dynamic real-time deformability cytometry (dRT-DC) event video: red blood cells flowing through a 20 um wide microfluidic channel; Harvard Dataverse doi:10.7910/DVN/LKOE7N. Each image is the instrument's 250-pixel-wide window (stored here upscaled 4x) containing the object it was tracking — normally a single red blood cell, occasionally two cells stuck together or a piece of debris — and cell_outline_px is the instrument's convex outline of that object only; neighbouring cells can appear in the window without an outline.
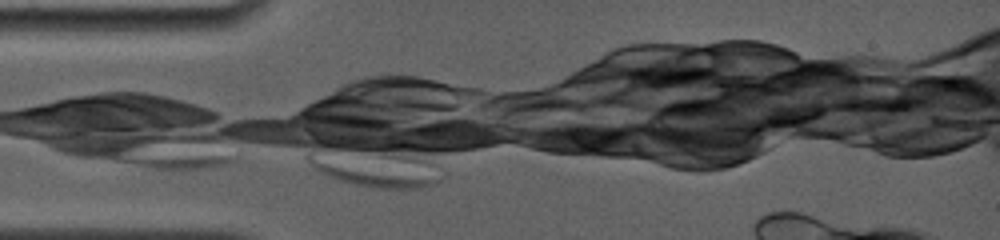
{"species": "common noctule bat (a hibernating species)", "species_latin": "Nyctalus noctula", "temperature_condition": "room temperature", "stored_images_in_passage": 1, "camera_frame_rate_fps": 4000, "um_per_image_px": 0.085, "animal": {"sex": "female", "body_mass_g": 19.0, "forearm_length_mm": 56.7}, "frame": {"image": 1, "passage_image": 1, "time_ms": 0.0, "image_size_px": [1000, 240], "cell_outline_px": [[432, 184], [420, 188], [380, 188], [356, 184], [340, 180], [320, 172], [316, 168], [316, 164], [328, 164], [416, 176], [428, 180]], "centroid_in_image_um": [31.67, 15.07], "position_along_channel_um": 53.3, "area_um2": 11.1}}